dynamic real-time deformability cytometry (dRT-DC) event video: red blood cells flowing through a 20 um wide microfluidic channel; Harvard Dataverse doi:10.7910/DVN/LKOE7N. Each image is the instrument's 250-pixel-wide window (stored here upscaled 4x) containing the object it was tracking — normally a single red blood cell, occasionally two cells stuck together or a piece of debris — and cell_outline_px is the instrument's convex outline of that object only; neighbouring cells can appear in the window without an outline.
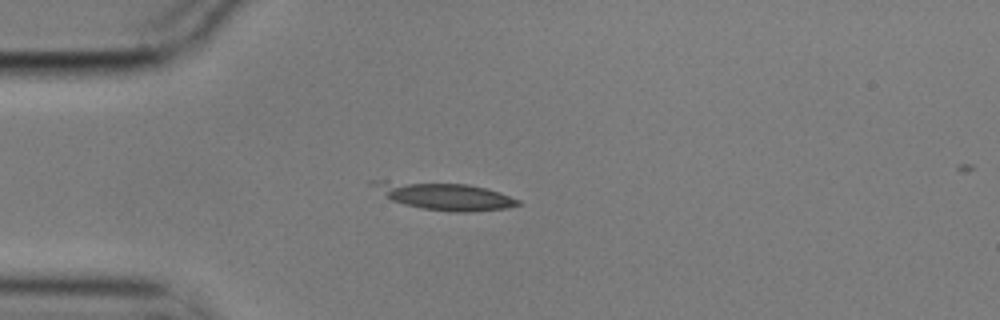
{"species": "common noctule bat (a hibernating species)", "species_latin": "Nyctalus noctula", "temperature_condition": "cold", "stored_images_in_passage": 4, "camera_frame_rate_fps": 3000, "um_per_image_px": 0.085, "animal": {"sex": "male", "body_mass_g": 17.9}, "frame": {"image": 1, "passage_image": 3, "time_ms": 0.667, "image_size_px": [1000, 320], "cell_outline_px": [[520, 204], [504, 208], [472, 212], [456, 212], [424, 208], [404, 204], [392, 200], [368, 184], [368, 180], [384, 180], [468, 184], [488, 188], [520, 200]], "centroid_in_image_um": [37.74, 16.64], "position_along_channel_um": 47.3, "area_um2": 23.0}}
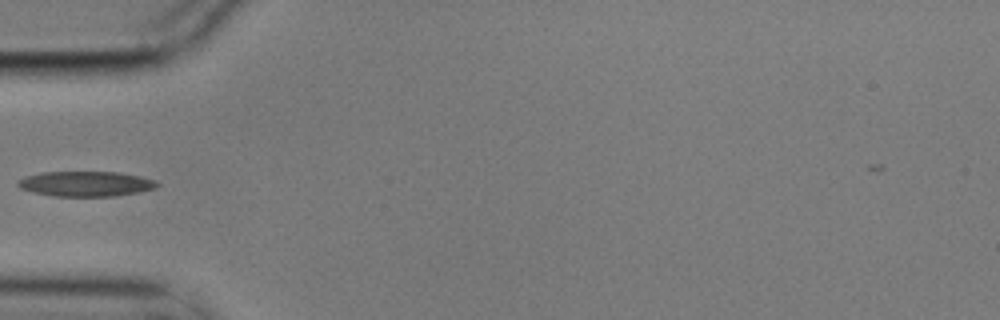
{"frame": {"image": 2, "passage_image": 4, "time_ms": 1.0, "image_size_px": [1000, 320], "cell_outline_px": [[160, 184], [156, 188], [140, 192], [112, 196], [52, 196], [32, 192], [20, 188], [16, 184], [16, 180], [24, 176], [44, 172], [120, 172], [140, 176], [152, 180]], "centroid_in_image_um": [7.25, 15.62], "position_along_channel_um": 77.8, "area_um2": 20.46}}